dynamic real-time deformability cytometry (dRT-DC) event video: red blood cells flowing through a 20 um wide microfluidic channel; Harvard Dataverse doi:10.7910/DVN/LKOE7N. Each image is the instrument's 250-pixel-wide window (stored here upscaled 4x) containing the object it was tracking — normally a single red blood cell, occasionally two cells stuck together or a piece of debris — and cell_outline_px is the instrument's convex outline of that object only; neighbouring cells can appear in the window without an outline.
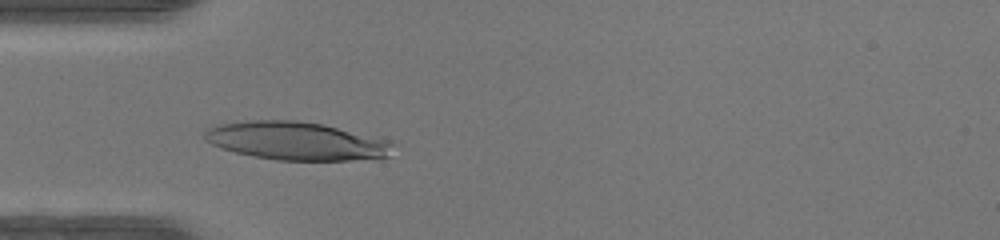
{"species": "human", "species_latin": "Homo sapiens", "temperature_condition": "warm", "stored_images_in_passage": 44, "camera_frame_rate_fps": 3000, "um_per_image_px": 0.085, "donor": {"sex": "female"}, "frame": {"image": 1, "passage_image": 11, "time_ms": 3.333, "image_size_px": [1000, 240], "cell_outline_px": [[392, 144], [388, 156], [352, 160], [276, 160], [252, 156], [236, 152], [212, 144], [204, 140], [204, 132], [212, 124], [244, 120], [296, 120], [324, 124], [388, 140]], "centroid_in_image_um": [25.1, 11.96], "position_along_channel_um": 59.9, "area_um2": 41.85}}
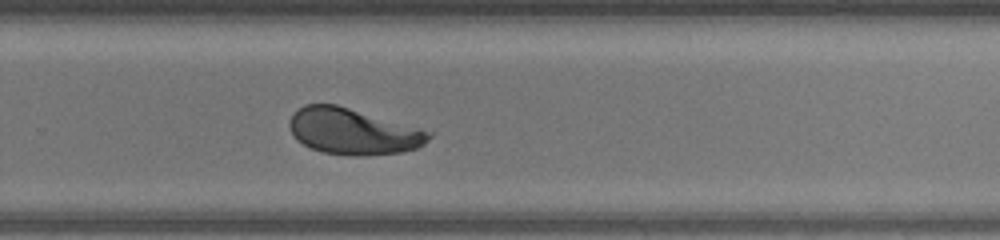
{"frame": {"image": 2, "passage_image": 28, "time_ms": 9.0, "image_size_px": [1000, 240], "cell_outline_px": [[432, 136], [424, 144], [416, 148], [400, 152], [364, 156], [348, 156], [320, 152], [296, 140], [292, 136], [288, 128], [288, 120], [292, 112], [304, 104], [336, 104], [432, 132]], "centroid_in_image_um": [29.93, 11.18], "position_along_channel_um": 299.9, "area_um2": 37.63}}
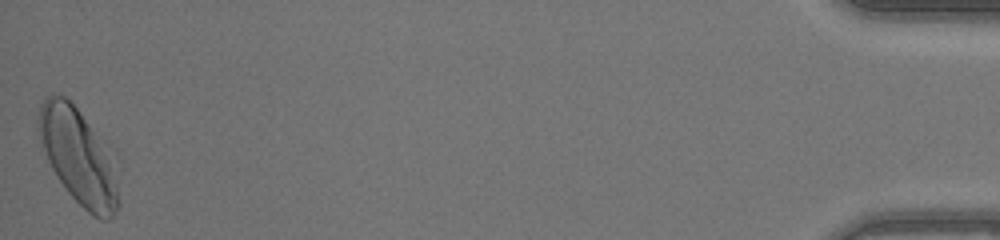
{"frame": {"image": 3, "passage_image": 44, "time_ms": 14.333, "image_size_px": [1000, 240], "cell_outline_px": [[120, 204], [116, 212], [108, 220], [104, 220], [92, 216], [68, 192], [56, 176], [48, 160], [40, 136], [40, 104], [48, 96], [64, 96], [108, 140], [116, 152], [120, 160]], "centroid_in_image_um": [6.86, 13.37], "position_along_channel_um": 428.3, "area_um2": 46.01}, "authors_computed_cell_mechanics": {"area_um2": 38.6971, "velocity_mm_per_s": 4.2944, "shape_relaxation_time_tau1_ms": 3.4778, "shape_relaxation_time_tau2_ms": 1.5105, "deformation_change_tau1": 0.1814, "deformation_change_tau2": 0.0704}}